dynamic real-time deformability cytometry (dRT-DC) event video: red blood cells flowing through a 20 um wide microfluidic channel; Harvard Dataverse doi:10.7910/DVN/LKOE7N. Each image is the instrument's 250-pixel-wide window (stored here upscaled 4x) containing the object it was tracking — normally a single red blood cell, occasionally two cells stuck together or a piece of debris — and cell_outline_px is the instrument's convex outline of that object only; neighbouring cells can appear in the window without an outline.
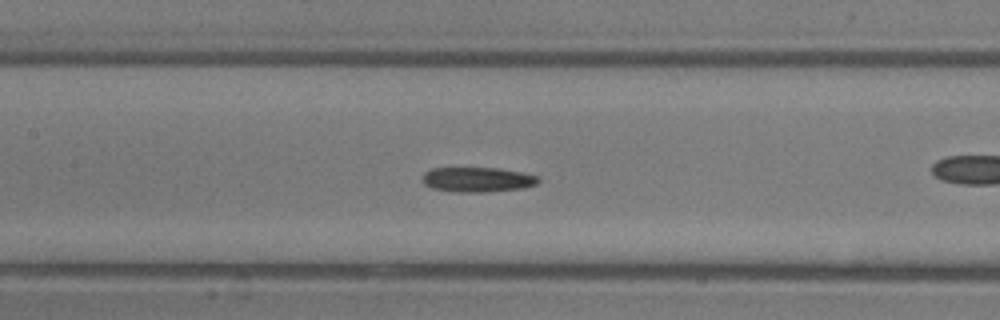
{"species": "common noctule bat (a hibernating species)", "species_latin": "Nyctalus noctula", "temperature_condition": "room temperature", "stored_images_in_passage": 47, "camera_frame_rate_fps": 3000, "um_per_image_px": 0.085, "animal": {"sex": "male", "body_mass_g": 13.3}, "frame": {"image": 1, "passage_image": 21, "time_ms": 6.667, "image_size_px": [1000, 320], "cell_outline_px": [[540, 180], [536, 184], [524, 188], [488, 192], [456, 192], [432, 188], [424, 184], [420, 180], [424, 172], [432, 168], [500, 168], [540, 176]], "centroid_in_image_um": [40.57, 15.26], "position_along_channel_um": 166.8, "area_um2": 16.99}, "authors_computed_cell_mechanics": {"area_um2": 16.8776, "velocity_mm_per_s": 4.3792, "shape_relaxation_time_tau1_ms": 4.5234, "shape_relaxation_time_tau2_ms": 3.8197, "deformation_change_tau1": 0.1249, "deformation_change_tau2": 0.1194}}